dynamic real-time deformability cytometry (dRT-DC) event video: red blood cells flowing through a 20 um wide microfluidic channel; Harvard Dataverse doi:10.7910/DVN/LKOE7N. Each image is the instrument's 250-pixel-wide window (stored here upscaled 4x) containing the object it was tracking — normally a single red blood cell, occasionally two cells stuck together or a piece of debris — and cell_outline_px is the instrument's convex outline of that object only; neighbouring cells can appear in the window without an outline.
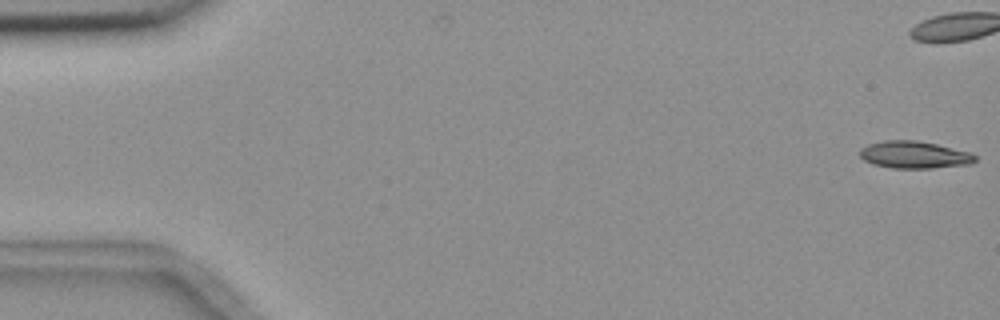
{"species": "common noctule bat (a hibernating species)", "species_latin": "Nyctalus noctula", "temperature_condition": "room temperature", "stored_images_in_passage": 5, "camera_frame_rate_fps": 3000, "um_per_image_px": 0.085, "animal": {"sex": "female", "body_mass_g": 18.4}, "frame": {"image": 1, "passage_image": 1, "time_ms": 0.0, "image_size_px": [1000, 320], "cell_outline_px": [[976, 160], [972, 164], [932, 168], [892, 168], [872, 164], [864, 160], [860, 156], [860, 148], [868, 144], [884, 140], [916, 140], [936, 144], [972, 152], [976, 156]], "centroid_in_image_um": [77.73, 13.15], "position_along_channel_um": 7.3, "area_um2": 18.44}}
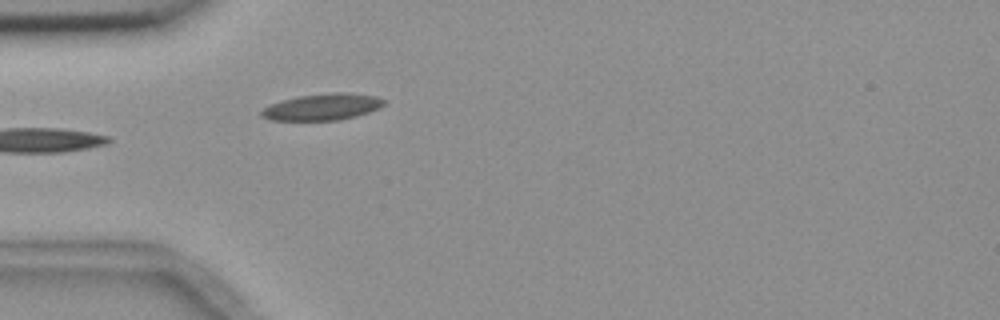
{"frame": {"image": 2, "passage_image": 5, "time_ms": 6.0, "image_size_px": [1000, 320], "cell_outline_px": [[384, 104], [380, 108], [356, 116], [336, 120], [272, 120], [260, 116], [260, 112], [264, 108], [280, 100], [300, 96], [332, 92], [344, 92], [376, 96], [384, 100]], "centroid_in_image_um": [27.4, 9.08], "position_along_channel_um": 57.6, "area_um2": 18.79}}